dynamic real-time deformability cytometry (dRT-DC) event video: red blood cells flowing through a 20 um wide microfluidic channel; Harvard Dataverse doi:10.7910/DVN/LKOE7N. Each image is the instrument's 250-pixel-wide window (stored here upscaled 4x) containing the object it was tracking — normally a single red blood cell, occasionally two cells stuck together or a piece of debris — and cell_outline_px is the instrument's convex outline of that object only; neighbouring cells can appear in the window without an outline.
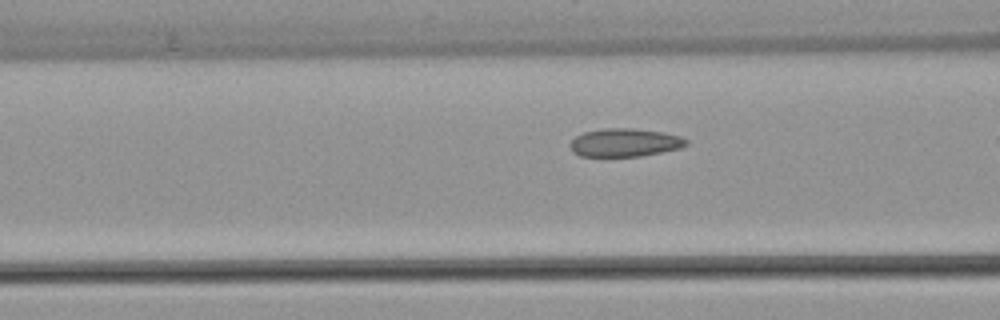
{"species": "common noctule bat (a hibernating species)", "species_latin": "Nyctalus noctula", "temperature_condition": "warm", "stored_images_in_passage": 27, "camera_frame_rate_fps": 3000, "um_per_image_px": 0.085, "animal": {"sex": "female", "body_mass_g": 22.7, "forearm_length_mm": 54.2}, "frame": {"image": 1, "passage_image": 16, "time_ms": 5.0, "image_size_px": [1000, 320], "cell_outline_px": [[688, 144], [680, 148], [640, 156], [580, 156], [572, 152], [568, 144], [576, 136], [584, 132], [604, 128], [632, 128], [664, 132], [680, 136], [688, 140]], "centroid_in_image_um": [53.09, 12.11], "position_along_channel_um": 113.5, "area_um2": 19.13}}